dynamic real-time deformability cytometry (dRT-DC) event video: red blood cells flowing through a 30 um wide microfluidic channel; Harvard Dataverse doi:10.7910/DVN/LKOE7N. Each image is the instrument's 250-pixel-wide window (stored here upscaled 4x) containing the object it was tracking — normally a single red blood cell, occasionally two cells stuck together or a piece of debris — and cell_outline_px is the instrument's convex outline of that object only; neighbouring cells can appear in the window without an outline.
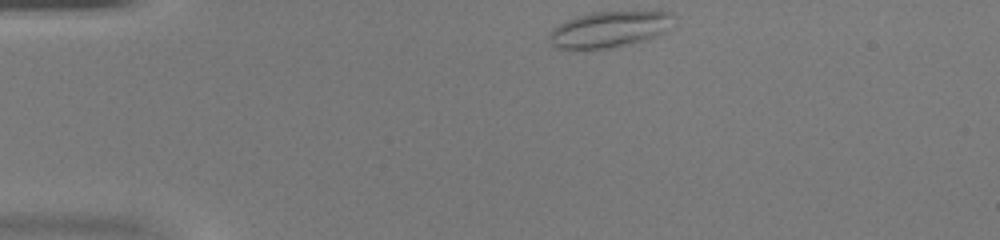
{"species": "common noctule bat (a hibernating species)", "species_latin": "Nyctalus noctula", "temperature_condition": "warm", "stored_images_in_passage": 38, "camera_frame_rate_fps": 3000, "um_per_image_px": 0.085, "animal": {"sex": "female", "body_mass_g": 20.0, "forearm_length_mm": 54.0}, "frame": {"image": 1, "passage_image": 1, "time_ms": 0.0, "image_size_px": [1000, 240], "cell_outline_px": [[672, 16], [664, 32], [656, 36], [632, 44], [584, 52], [552, 48], [548, 40], [548, 32], [552, 28], [576, 16], [588, 12], [672, 12]], "centroid_in_image_um": [51.62, 2.56], "position_along_channel_um": 33.4, "area_um2": 26.59}}
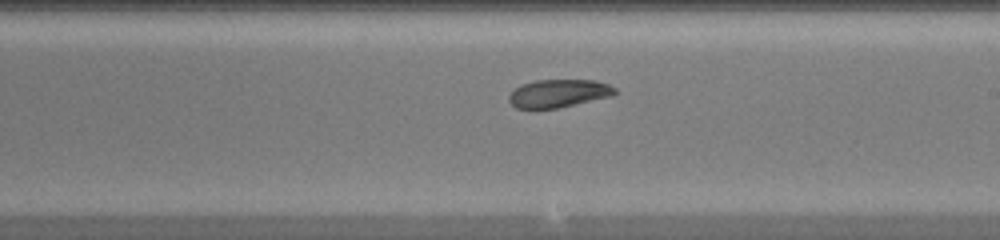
{"frame": {"image": 2, "passage_image": 19, "time_ms": 6.0, "image_size_px": [1000, 240], "cell_outline_px": [[616, 92], [612, 96], [556, 108], [516, 108], [508, 100], [508, 96], [520, 84], [536, 80], [596, 80], [608, 84], [616, 88]], "centroid_in_image_um": [47.48, 7.92], "position_along_channel_um": 241.5, "area_um2": 17.17}}
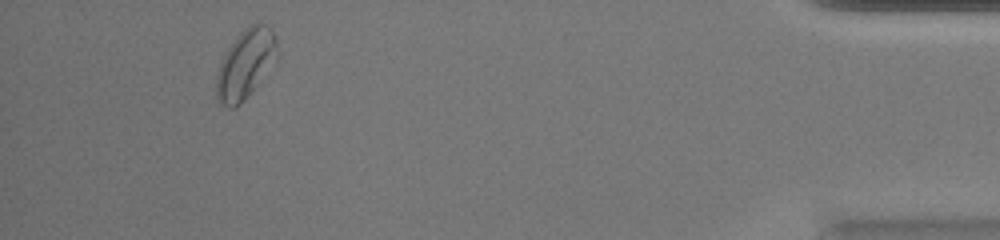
{"frame": {"image": 3, "passage_image": 35, "time_ms": 11.333, "image_size_px": [1000, 240], "cell_outline_px": [[276, 44], [256, 84], [244, 100], [236, 108], [228, 108], [220, 104], [216, 100], [216, 72], [228, 48], [240, 32], [252, 24], [268, 24], [272, 28], [276, 36]], "centroid_in_image_um": [20.74, 5.46], "position_along_channel_um": 414.5, "area_um2": 23.0}}